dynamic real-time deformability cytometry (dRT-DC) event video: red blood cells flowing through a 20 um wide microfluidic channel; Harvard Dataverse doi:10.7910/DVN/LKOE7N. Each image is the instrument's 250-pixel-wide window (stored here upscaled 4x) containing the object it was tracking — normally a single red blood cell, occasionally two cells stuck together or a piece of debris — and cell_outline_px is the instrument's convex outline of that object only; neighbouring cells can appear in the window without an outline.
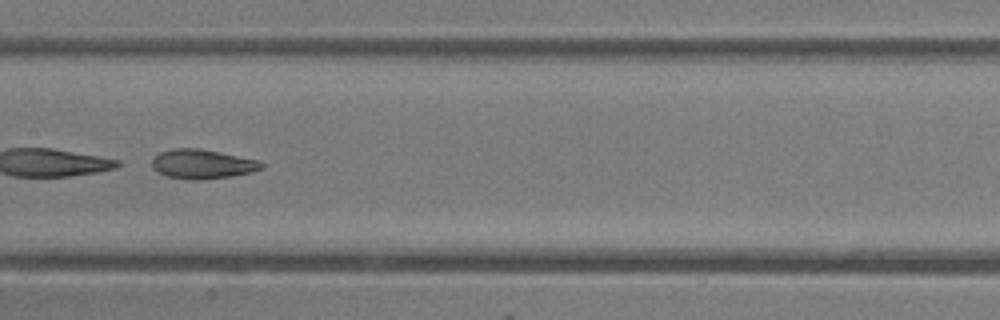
{"species": "common noctule bat (a hibernating species)", "species_latin": "Nyctalus noctula", "temperature_condition": "room temperature", "stored_images_in_passage": 33, "camera_frame_rate_fps": 3000, "um_per_image_px": 0.085, "animal": {"sex": "female"}, "frame": {"image": 1, "passage_image": 10, "time_ms": 3.0, "image_size_px": [1000, 320], "cell_outline_px": [[264, 168], [252, 172], [232, 176], [196, 180], [188, 180], [168, 176], [152, 168], [152, 156], [160, 152], [176, 148], [200, 148], [260, 160], [264, 164]], "centroid_in_image_um": [17.22, 13.94], "position_along_channel_um": 190.2, "area_um2": 18.84}}
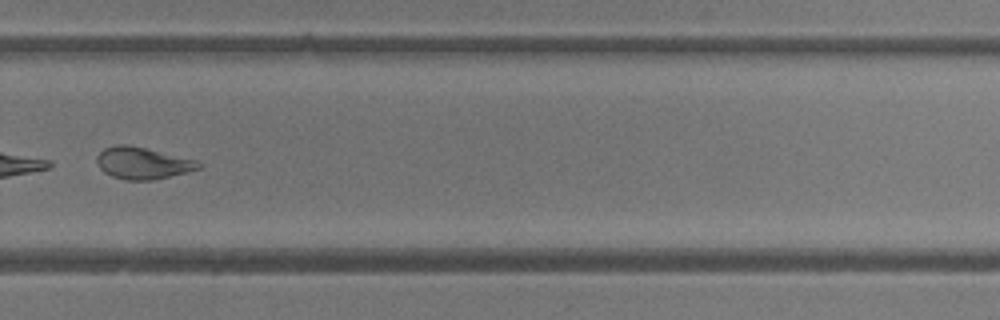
{"frame": {"image": 2, "passage_image": 19, "time_ms": 6.0, "image_size_px": [1000, 320], "cell_outline_px": [[204, 164], [200, 168], [188, 172], [152, 180], [128, 180], [112, 176], [104, 172], [100, 168], [96, 160], [96, 156], [104, 148], [116, 144], [124, 144], [144, 148], [200, 160]], "centroid_in_image_um": [12.16, 13.86], "position_along_channel_um": 317.6, "area_um2": 18.96}, "authors_computed_cell_mechanics": {"area_um2": 19.4208, "velocity_mm_per_s": 4.2673, "shape_relaxation_time_tau1_ms": 0.7966, "shape_relaxation_time_tau2_ms": 1.9486, "deformation_change_tau1": 0.2823, "deformation_change_tau2": 0.0928}}